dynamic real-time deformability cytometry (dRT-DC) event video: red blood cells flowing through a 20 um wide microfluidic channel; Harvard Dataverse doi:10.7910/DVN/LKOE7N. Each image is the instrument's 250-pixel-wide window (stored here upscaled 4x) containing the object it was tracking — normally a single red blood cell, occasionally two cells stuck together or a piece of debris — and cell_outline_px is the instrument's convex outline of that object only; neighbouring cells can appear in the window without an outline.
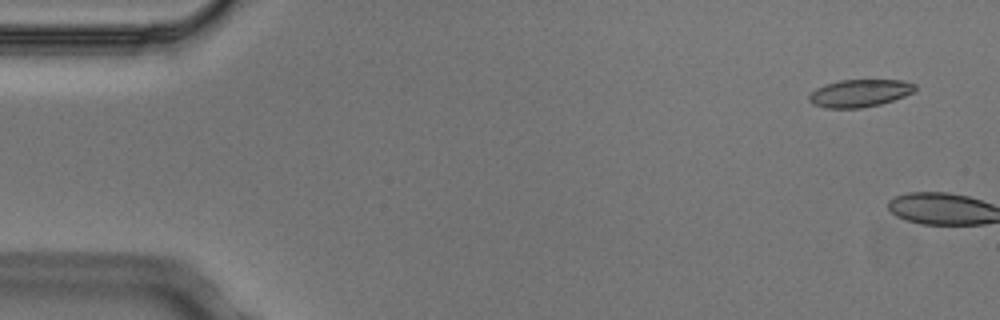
{"species": "Egyptian fruit bat (a non-hibernating species)", "species_latin": "Rousettus aegyptiacus", "temperature_condition": "cold", "stored_images_in_passage": 5, "camera_frame_rate_fps": 3000, "um_per_image_px": 0.085, "animal": {"sex": "male"}, "frame": {"image": 1, "passage_image": 1, "time_ms": 0.0, "image_size_px": [1000, 320], "cell_outline_px": [[916, 88], [912, 92], [904, 96], [880, 104], [860, 108], [824, 108], [812, 104], [808, 100], [808, 96], [816, 88], [824, 84], [840, 80], [900, 80], [916, 84]], "centroid_in_image_um": [73.02, 7.92], "position_along_channel_um": 12.0, "area_um2": 16.99}}